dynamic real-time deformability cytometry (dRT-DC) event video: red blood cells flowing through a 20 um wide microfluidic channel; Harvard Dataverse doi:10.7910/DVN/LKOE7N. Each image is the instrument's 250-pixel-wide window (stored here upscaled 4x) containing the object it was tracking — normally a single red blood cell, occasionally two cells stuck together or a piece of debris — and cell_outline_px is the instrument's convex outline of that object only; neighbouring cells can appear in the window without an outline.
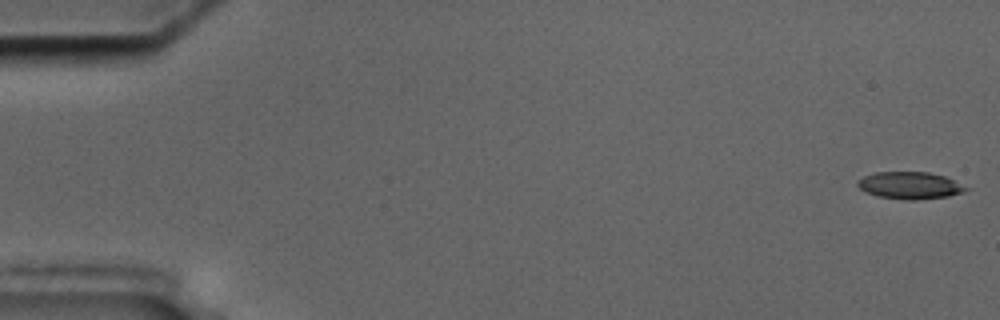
{"species": "common noctule bat (a hibernating species)", "species_latin": "Nyctalus noctula", "temperature_condition": "cold", "stored_images_in_passage": 56, "camera_frame_rate_fps": 3000, "um_per_image_px": 0.085, "animal": {"sex": "male", "body_mass_g": 17.5, "forearm_length_mm": 52.3}, "frame": {"image": 1, "passage_image": 1, "time_ms": 0.0, "image_size_px": [1000, 320], "cell_outline_px": [[972, 188], [964, 192], [948, 196], [916, 200], [904, 200], [880, 196], [868, 192], [860, 188], [856, 184], [856, 180], [864, 176], [876, 172], [928, 172], [944, 176]], "centroid_in_image_um": [77.37, 15.76], "position_along_channel_um": 7.6, "area_um2": 17.11}}
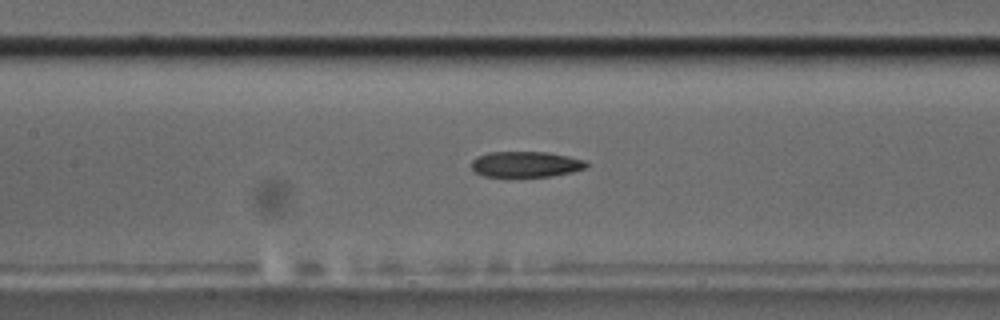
{"frame": {"image": 2, "passage_image": 26, "time_ms": 8.333, "image_size_px": [1000, 320], "cell_outline_px": [[588, 168], [572, 172], [552, 176], [484, 176], [476, 172], [472, 168], [472, 160], [476, 156], [488, 152], [548, 152], [588, 160]], "centroid_in_image_um": [44.74, 13.95], "position_along_channel_um": 162.7, "area_um2": 17.34}}
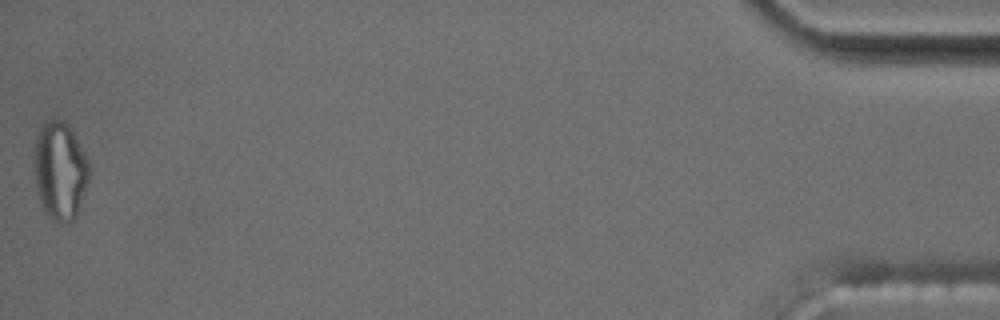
{"frame": {"image": 3, "passage_image": 56, "time_ms": 18.333, "image_size_px": [1000, 320], "cell_outline_px": [[88, 180], [76, 216], [72, 220], [60, 224], [52, 220], [44, 212], [40, 200], [36, 184], [32, 160], [36, 136], [40, 128], [52, 116], [56, 116], [64, 120], [68, 124], [76, 136], [88, 164]], "centroid_in_image_um": [5.06, 14.47], "position_along_channel_um": 430.1, "area_um2": 31.62}, "authors_computed_cell_mechanics": {"area_um2": 18.207, "velocity_mm_per_s": 3.6148, "shape_relaxation_time_tau1_ms": null, "shape_relaxation_time_tau2_ms": 6.6747, "deformation_change_tau1": null, "deformation_change_tau2": 0.1754}}